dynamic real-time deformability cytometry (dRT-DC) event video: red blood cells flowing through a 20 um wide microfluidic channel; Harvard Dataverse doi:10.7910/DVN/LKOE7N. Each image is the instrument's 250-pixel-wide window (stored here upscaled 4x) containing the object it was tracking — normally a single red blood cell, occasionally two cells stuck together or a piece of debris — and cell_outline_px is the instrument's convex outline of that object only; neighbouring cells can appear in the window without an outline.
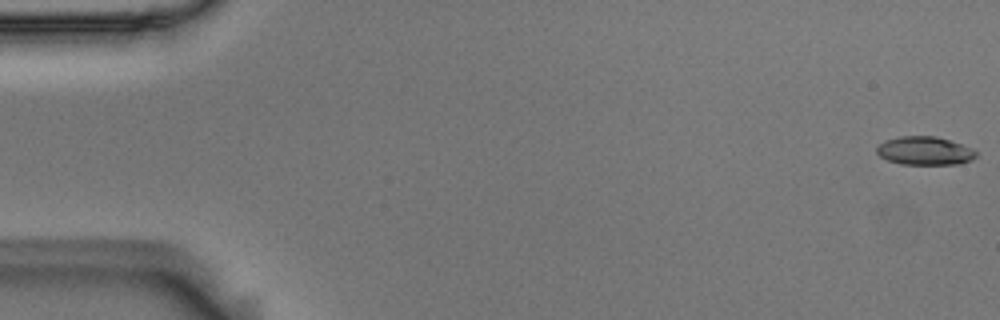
{"species": "Egyptian fruit bat (a non-hibernating species)", "species_latin": "Rousettus aegyptiacus", "temperature_condition": "room temperature", "stored_images_in_passage": 55, "camera_frame_rate_fps": 3000, "um_per_image_px": 0.085, "animal": {"sex": "male"}, "frame": {"image": 1, "passage_image": 1, "time_ms": 0.0, "image_size_px": [1000, 320], "cell_outline_px": [[976, 156], [972, 160], [960, 164], [900, 164], [888, 160], [880, 156], [876, 152], [876, 148], [884, 140], [900, 136], [936, 136], [972, 148], [976, 152]], "centroid_in_image_um": [78.59, 12.82], "position_along_channel_um": 6.4, "area_um2": 16.42}}
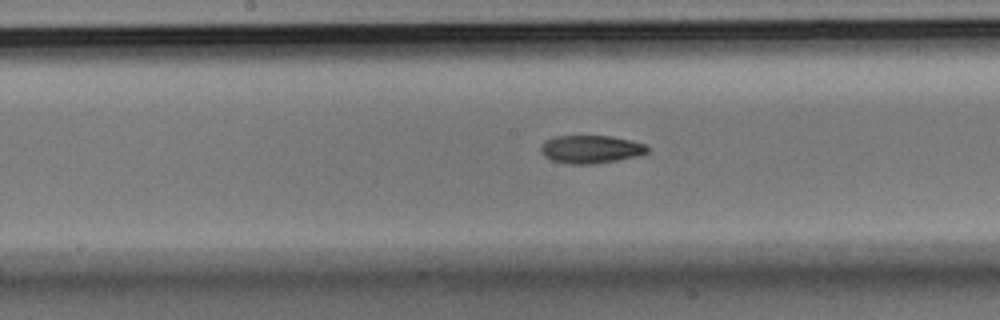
{"frame": {"image": 2, "passage_image": 28, "time_ms": 9.0, "image_size_px": [1000, 320], "cell_outline_px": [[648, 152], [640, 156], [596, 164], [568, 164], [552, 160], [544, 156], [540, 152], [540, 148], [548, 140], [556, 136], [608, 136], [628, 140], [644, 144], [648, 148]], "centroid_in_image_um": [50.23, 12.71], "position_along_channel_um": 198.0, "area_um2": 17.28}}
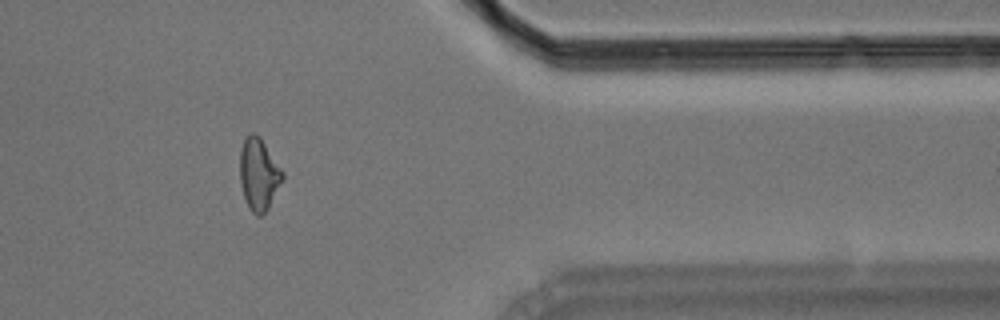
{"frame": {"image": 3, "passage_image": 45, "time_ms": 14.667, "image_size_px": [1000, 320], "cell_outline_px": [[284, 180], [268, 208], [260, 216], [256, 216], [248, 208], [244, 196], [240, 180], [240, 148], [244, 140], [252, 132], [256, 132], [260, 136], [284, 172]], "centroid_in_image_um": [22.01, 14.8], "position_along_channel_um": 389.4, "area_um2": 18.03}, "authors_computed_cell_mechanics": {"area_um2": 17.3978, "velocity_mm_per_s": 3.7291, "shape_relaxation_time_tau1_ms": 5.9546, "shape_relaxation_time_tau2_ms": 6.0124, "deformation_change_tau1": 0.1792, "deformation_change_tau2": 0.1216}}